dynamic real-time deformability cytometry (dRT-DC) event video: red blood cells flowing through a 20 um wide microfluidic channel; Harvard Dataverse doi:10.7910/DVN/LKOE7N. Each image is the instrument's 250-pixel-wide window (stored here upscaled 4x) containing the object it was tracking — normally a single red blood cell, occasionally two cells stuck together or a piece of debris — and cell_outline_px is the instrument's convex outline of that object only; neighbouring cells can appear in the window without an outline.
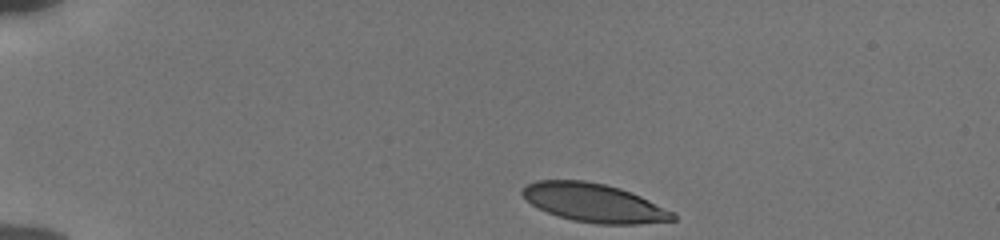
{"species": "human", "species_latin": "Homo sapiens", "temperature_condition": "cold", "stored_images_in_passage": 38, "camera_frame_rate_fps": 3000, "um_per_image_px": 0.085, "donor": {"sex": "male"}, "frame": {"image": 1, "passage_image": 1, "time_ms": 0.0, "image_size_px": [1000, 240], "cell_outline_px": [[676, 220], [636, 224], [596, 224], [572, 220], [548, 212], [532, 204], [520, 192], [528, 184], [536, 180], [584, 180], [604, 184], [620, 188], [632, 192], [676, 212]], "centroid_in_image_um": [50.55, 17.24], "position_along_channel_um": 34.5, "area_um2": 33.76}}
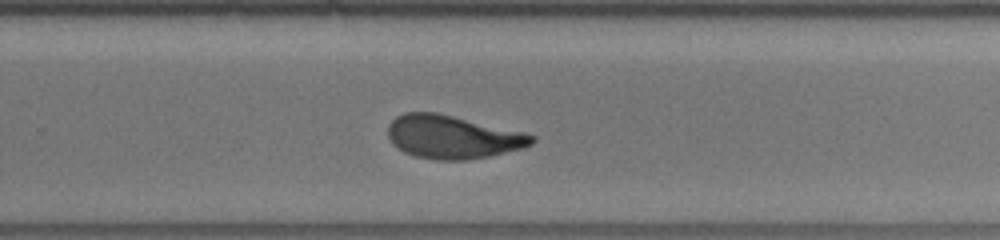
{"frame": {"image": 2, "passage_image": 27, "time_ms": 8.667, "image_size_px": [1000, 240], "cell_outline_px": [[536, 140], [532, 144], [524, 148], [488, 156], [468, 160], [436, 160], [416, 156], [404, 152], [396, 148], [392, 144], [388, 136], [388, 124], [396, 116], [404, 112], [436, 112], [520, 132], [536, 136]], "centroid_in_image_um": [38.42, 11.65], "position_along_channel_um": 291.4, "area_um2": 36.07}}
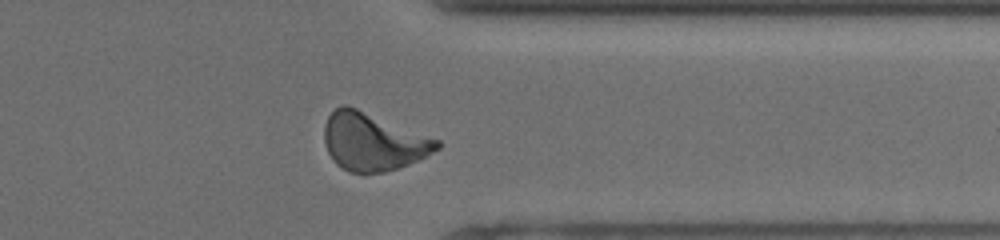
{"frame": {"image": 3, "passage_image": 34, "time_ms": 11.0, "image_size_px": [1000, 240], "cell_outline_px": [[440, 148], [408, 164], [384, 172], [348, 172], [336, 164], [328, 152], [324, 144], [324, 124], [328, 116], [340, 104], [348, 104], [440, 140]], "centroid_in_image_um": [31.66, 12.02], "position_along_channel_um": 379.7, "area_um2": 37.8}, "authors_computed_cell_mechanics": {"area_um2": 36.3562, "velocity_mm_per_s": 3.8319, "shape_relaxation_time_tau1_ms": 4.0771, "shape_relaxation_time_tau2_ms": 1.0688, "deformation_change_tau1": 0.163, "deformation_change_tau2": 0.0703}}